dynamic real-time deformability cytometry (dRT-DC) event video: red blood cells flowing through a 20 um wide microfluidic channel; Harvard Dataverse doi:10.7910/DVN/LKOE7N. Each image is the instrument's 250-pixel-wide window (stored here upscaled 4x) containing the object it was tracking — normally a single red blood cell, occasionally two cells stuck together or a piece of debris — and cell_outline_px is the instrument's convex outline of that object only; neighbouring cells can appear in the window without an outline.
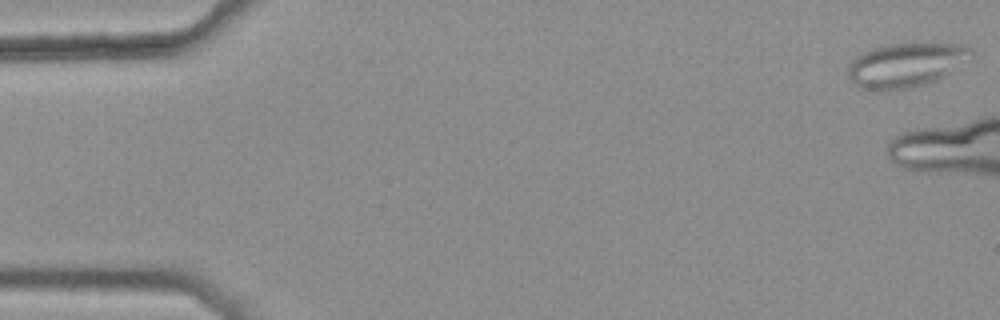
{"species": "common noctule bat (a hibernating species)", "species_latin": "Nyctalus noctula", "temperature_condition": "warm", "stored_images_in_passage": 6, "camera_frame_rate_fps": 3000, "um_per_image_px": 0.085, "animal": {"sex": "female", "body_mass_g": 25.1}, "frame": {"image": 1, "passage_image": 1, "time_ms": 0.0, "image_size_px": [1000, 320], "cell_outline_px": [[972, 56], [944, 76], [936, 80], [924, 84], [908, 88], [860, 88], [848, 80], [848, 68], [852, 60], [856, 56], [872, 48], [888, 44], [912, 40], [964, 44], [972, 48]], "centroid_in_image_um": [77.04, 5.44], "position_along_channel_um": 8.0, "area_um2": 32.14}}